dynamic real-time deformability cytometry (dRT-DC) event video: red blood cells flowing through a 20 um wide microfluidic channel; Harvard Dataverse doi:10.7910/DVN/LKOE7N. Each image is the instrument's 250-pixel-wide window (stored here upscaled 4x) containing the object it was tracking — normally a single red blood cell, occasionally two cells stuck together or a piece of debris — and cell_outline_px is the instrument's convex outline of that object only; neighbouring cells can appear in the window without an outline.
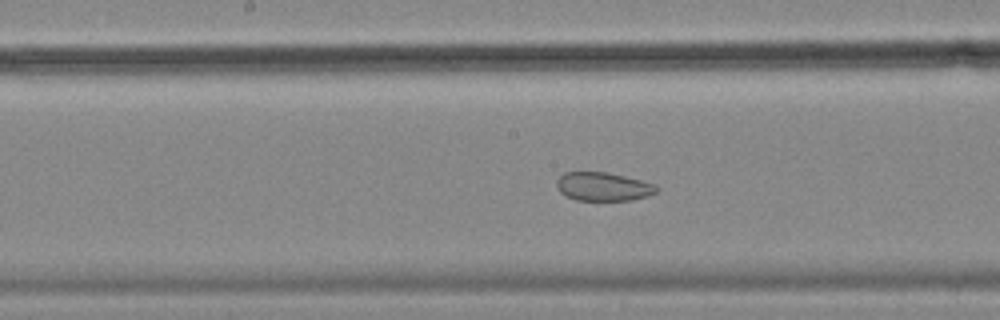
{"species": "common noctule bat (a hibernating species)", "species_latin": "Nyctalus noctula", "temperature_condition": "cold", "stored_images_in_passage": 42, "camera_frame_rate_fps": 3000, "um_per_image_px": 0.085, "animal": {"sex": "female", "body_mass_g": 18.4}, "frame": {"image": 1, "passage_image": 13, "time_ms": 4.0, "image_size_px": [1000, 320], "cell_outline_px": [[660, 188], [656, 192], [648, 196], [632, 200], [576, 200], [564, 196], [556, 188], [556, 180], [564, 172], [608, 172], [640, 180], [652, 184]], "centroid_in_image_um": [51.23, 15.86], "position_along_channel_um": 197.0, "area_um2": 16.7}}
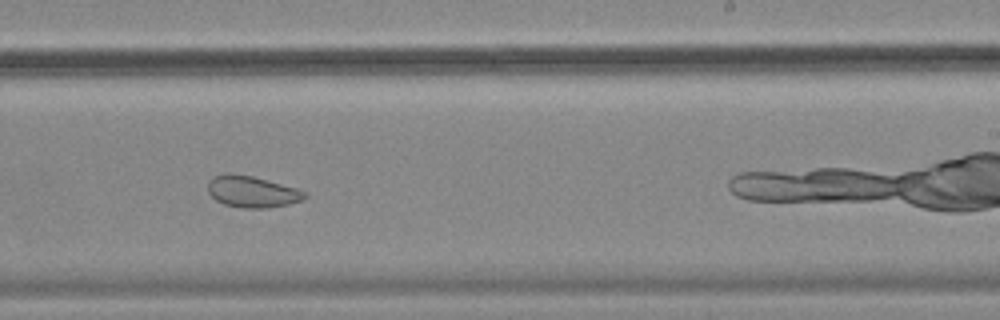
{"frame": {"image": 2, "passage_image": 19, "time_ms": 6.0, "image_size_px": [1000, 320], "cell_outline_px": [[308, 196], [304, 200], [288, 204], [264, 208], [244, 208], [224, 204], [216, 200], [208, 192], [208, 184], [212, 176], [228, 172], [252, 176], [296, 188], [308, 192]], "centroid_in_image_um": [21.44, 16.28], "position_along_channel_um": 267.6, "area_um2": 17.8}, "authors_computed_cell_mechanics": {"area_um2": 20.3167, "velocity_mm_per_s": 3.549, "shape_relaxation_time_tau1_ms": null, "shape_relaxation_time_tau2_ms": 2.6631, "deformation_change_tau1": null, "deformation_change_tau2": 0.0805}}